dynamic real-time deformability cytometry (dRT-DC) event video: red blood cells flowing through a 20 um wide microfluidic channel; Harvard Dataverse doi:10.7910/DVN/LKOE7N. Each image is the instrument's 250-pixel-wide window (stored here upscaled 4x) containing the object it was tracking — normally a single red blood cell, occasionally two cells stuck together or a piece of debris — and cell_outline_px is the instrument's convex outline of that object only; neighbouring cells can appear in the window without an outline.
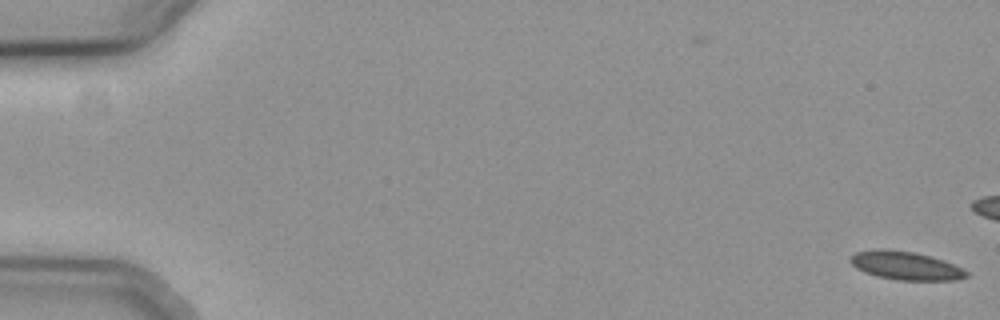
{"species": "common noctule bat (a hibernating species)", "species_latin": "Nyctalus noctula", "temperature_condition": "cold", "stored_images_in_passage": 2, "camera_frame_rate_fps": 3000, "um_per_image_px": 0.085, "animal": {"sex": "female", "body_mass_g": 19.3, "forearm_length_mm": 54.1}, "frame": {"image": 1, "passage_image": 2, "time_ms": 0.333, "image_size_px": [1000, 320], "cell_outline_px": [[968, 276], [956, 280], [896, 280], [876, 276], [864, 272], [856, 268], [848, 260], [856, 252], [880, 248], [912, 252], [944, 260], [968, 272]], "centroid_in_image_um": [76.94, 22.59], "position_along_channel_um": 8.1, "area_um2": 19.02}}